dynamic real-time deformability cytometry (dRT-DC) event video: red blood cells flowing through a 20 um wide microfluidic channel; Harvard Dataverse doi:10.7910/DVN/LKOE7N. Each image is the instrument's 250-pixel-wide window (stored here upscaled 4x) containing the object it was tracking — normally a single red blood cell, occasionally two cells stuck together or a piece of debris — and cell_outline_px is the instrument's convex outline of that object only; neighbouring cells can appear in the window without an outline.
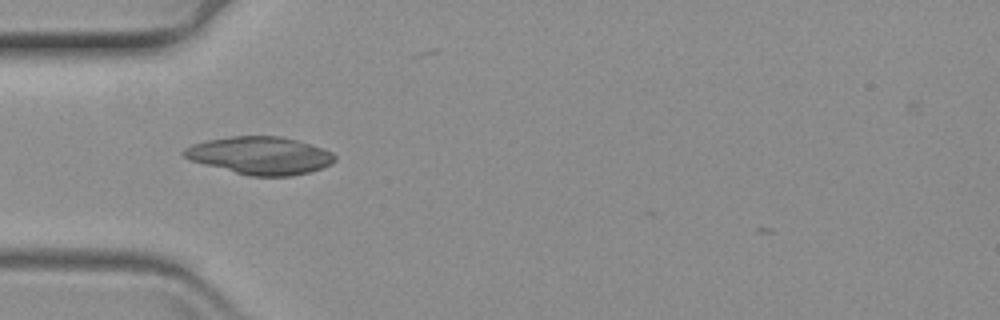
{"species": "common noctule bat (a hibernating species)", "species_latin": "Nyctalus noctula", "temperature_condition": "warm", "stored_images_in_passage": 42, "camera_frame_rate_fps": 3000, "um_per_image_px": 0.085, "animal": {"sex": "female", "body_mass_g": 19.3, "forearm_length_mm": 54.1}, "frame": {"image": 1, "passage_image": 3, "time_ms": 0.667, "image_size_px": [1000, 320], "cell_outline_px": [[336, 160], [332, 164], [308, 172], [292, 176], [248, 176], [204, 164], [192, 160], [184, 156], [180, 152], [184, 148], [192, 144], [208, 140], [232, 136], [280, 136], [296, 140], [332, 152], [336, 156]], "centroid_in_image_um": [22.1, 13.22], "position_along_channel_um": 62.9, "area_um2": 32.89}}
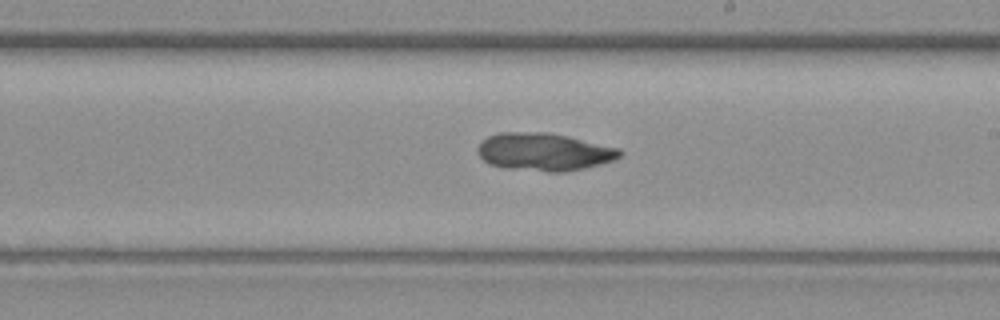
{"frame": {"image": 2, "passage_image": 19, "time_ms": 6.0, "image_size_px": [1000, 320], "cell_outline_px": [[624, 152], [616, 160], [584, 168], [564, 172], [548, 172], [504, 168], [488, 164], [476, 152], [476, 148], [488, 136], [500, 132], [548, 132], [568, 136], [620, 148]], "centroid_in_image_um": [46.25, 12.91], "position_along_channel_um": 242.7, "area_um2": 31.56}}
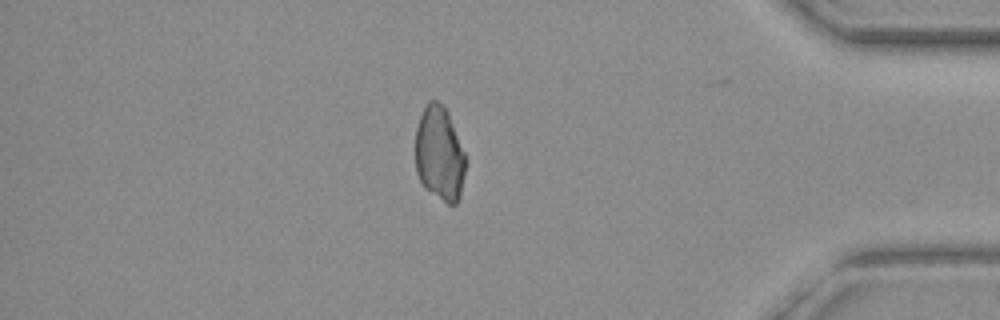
{"frame": {"image": 3, "passage_image": 36, "time_ms": 11.667, "image_size_px": [1000, 320], "cell_outline_px": [[468, 160], [460, 196], [456, 204], [448, 204], [424, 188], [416, 172], [416, 128], [420, 116], [428, 100], [436, 100], [448, 112]], "centroid_in_image_um": [37.38, 13.09], "position_along_channel_um": 397.8, "area_um2": 27.86}}